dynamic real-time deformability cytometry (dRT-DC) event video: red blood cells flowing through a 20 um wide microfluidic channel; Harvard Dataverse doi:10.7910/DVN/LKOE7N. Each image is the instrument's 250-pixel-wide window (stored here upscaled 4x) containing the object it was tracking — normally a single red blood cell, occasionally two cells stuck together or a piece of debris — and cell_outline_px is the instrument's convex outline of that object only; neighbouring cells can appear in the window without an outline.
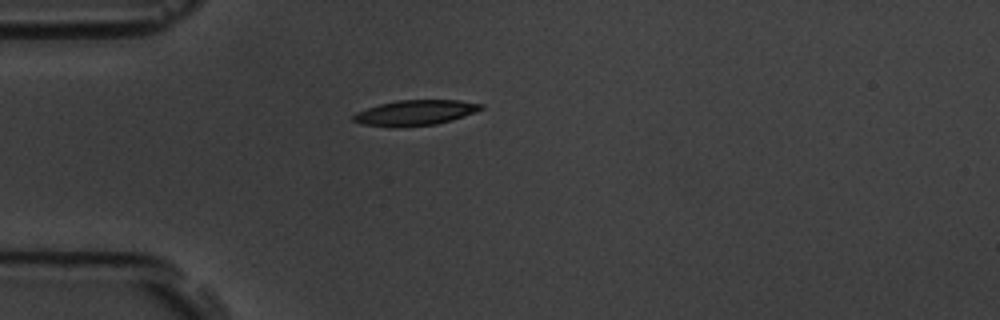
{"species": "common noctule bat (a hibernating species)", "species_latin": "Nyctalus noctula", "temperature_condition": "room temperature", "stored_images_in_passage": 1, "camera_frame_rate_fps": 3000, "um_per_image_px": 0.085, "animal": {"sex": "male", "body_mass_g": 19.5, "forearm_length_mm": 54.6}, "frame": {"image": 1, "passage_image": 1, "time_ms": 0.0, "image_size_px": [1000, 320], "cell_outline_px": [[484, 108], [452, 120], [436, 124], [396, 128], [388, 128], [364, 124], [352, 120], [352, 116], [356, 112], [380, 104], [396, 100], [460, 100], [484, 104]], "centroid_in_image_um": [35.27, 9.59], "position_along_channel_um": 49.7, "area_um2": 18.96}}